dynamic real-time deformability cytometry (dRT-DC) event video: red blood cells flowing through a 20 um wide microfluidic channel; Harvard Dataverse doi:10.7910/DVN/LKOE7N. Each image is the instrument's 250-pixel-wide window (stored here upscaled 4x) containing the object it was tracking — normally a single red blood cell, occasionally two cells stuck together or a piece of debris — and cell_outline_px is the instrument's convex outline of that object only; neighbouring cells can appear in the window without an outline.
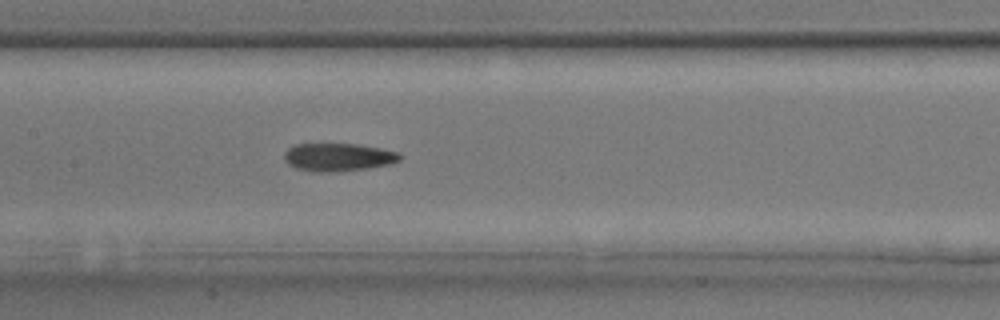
{"species": "common noctule bat (a hibernating species)", "species_latin": "Nyctalus noctula", "temperature_condition": "room temperature", "stored_images_in_passage": 19, "camera_frame_rate_fps": 3000, "um_per_image_px": 0.085, "animal": {"sex": "male", "body_mass_g": 17.9, "forearm_length_mm": 54.2}, "frame": {"image": 1, "passage_image": 6, "time_ms": 1.667, "image_size_px": [1000, 320], "cell_outline_px": [[404, 156], [400, 160], [388, 164], [368, 168], [336, 172], [312, 172], [296, 168], [288, 164], [284, 160], [284, 152], [288, 148], [296, 144], [356, 144], [380, 148], [400, 152]], "centroid_in_image_um": [28.75, 13.36], "position_along_channel_um": 178.7, "area_um2": 19.02}}
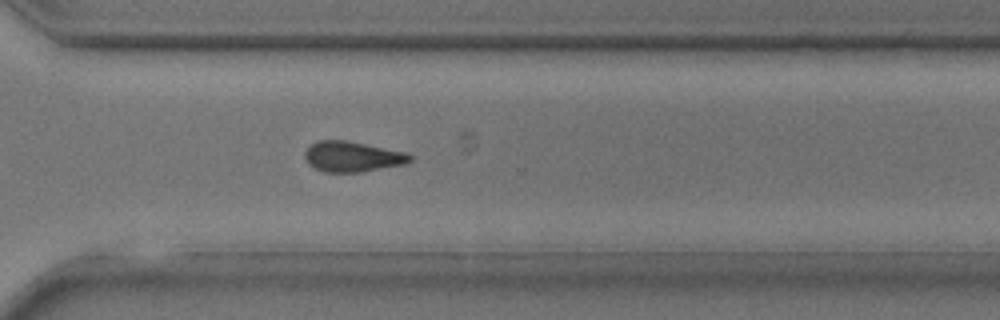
{"frame": {"image": 2, "passage_image": 14, "time_ms": 4.333, "image_size_px": [1000, 320], "cell_outline_px": [[412, 160], [408, 164], [360, 172], [324, 172], [308, 164], [304, 156], [304, 152], [316, 140], [348, 140], [408, 152], [412, 156]], "centroid_in_image_um": [30.0, 13.3], "position_along_channel_um": 340.6, "area_um2": 18.96}}